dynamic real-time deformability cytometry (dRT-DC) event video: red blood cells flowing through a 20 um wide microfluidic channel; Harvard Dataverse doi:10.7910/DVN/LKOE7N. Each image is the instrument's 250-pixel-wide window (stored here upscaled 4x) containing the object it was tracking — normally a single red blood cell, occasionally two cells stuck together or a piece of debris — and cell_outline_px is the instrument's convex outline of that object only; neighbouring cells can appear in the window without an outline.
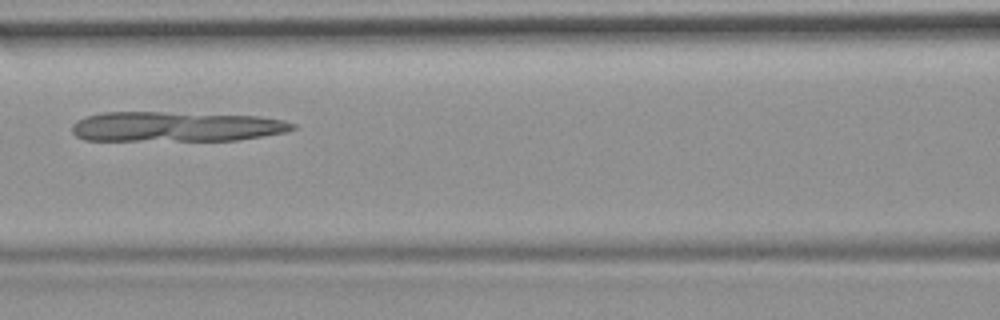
{"species": "common noctule bat (a hibernating species)", "species_latin": "Nyctalus noctula", "temperature_condition": "room temperature", "stored_images_in_passage": 6, "camera_frame_rate_fps": 3000, "um_per_image_px": 0.085, "animal": {"sex": "female", "body_mass_g": 19.9}, "frame": {"image": 1, "passage_image": 6, "time_ms": 5.667, "image_size_px": [1000, 320], "cell_outline_px": [[296, 128], [284, 132], [236, 140], [84, 140], [76, 136], [72, 132], [72, 124], [76, 120], [84, 116], [100, 112], [164, 112], [260, 116], [284, 120], [296, 124]], "centroid_in_image_um": [14.91, 10.75], "position_along_channel_um": 151.7, "area_um2": 38.61}}